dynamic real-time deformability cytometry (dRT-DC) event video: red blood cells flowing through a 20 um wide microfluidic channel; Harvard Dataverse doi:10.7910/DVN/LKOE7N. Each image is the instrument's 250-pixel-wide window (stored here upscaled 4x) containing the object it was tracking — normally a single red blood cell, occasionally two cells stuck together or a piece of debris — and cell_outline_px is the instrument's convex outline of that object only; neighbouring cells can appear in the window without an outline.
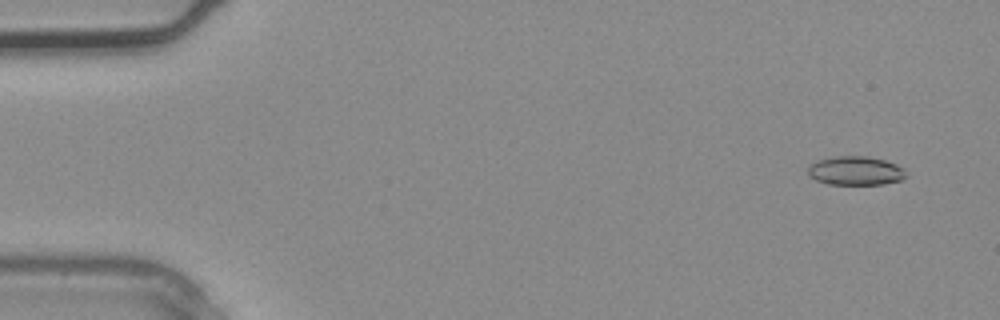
{"species": "common noctule bat (a hibernating species)", "species_latin": "Nyctalus noctula", "temperature_condition": "warm", "stored_images_in_passage": 3, "camera_frame_rate_fps": 3000, "um_per_image_px": 0.085, "animal": {"sex": "male", "body_mass_g": 20.4}, "frame": {"image": 1, "passage_image": 1, "time_ms": 0.0, "image_size_px": [1000, 320], "cell_outline_px": [[908, 176], [900, 180], [884, 184], [828, 184], [816, 180], [808, 176], [808, 164], [816, 160], [836, 156], [868, 156], [884, 160], [896, 164], [904, 168]], "centroid_in_image_um": [72.71, 14.51], "position_along_channel_um": 12.3, "area_um2": 16.7}}
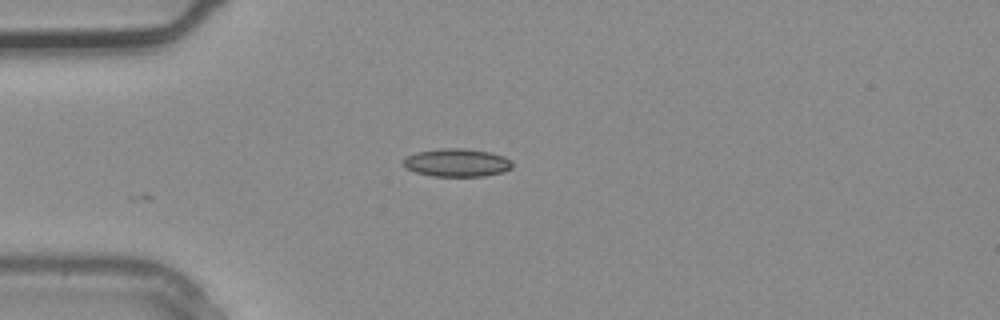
{"frame": {"image": 2, "passage_image": 3, "time_ms": 0.667, "image_size_px": [1000, 320], "cell_outline_px": [[512, 168], [504, 172], [484, 176], [432, 176], [416, 172], [404, 168], [400, 164], [404, 156], [416, 152], [440, 148], [464, 148], [492, 152], [504, 156], [512, 160]], "centroid_in_image_um": [38.8, 13.82], "position_along_channel_um": 46.2, "area_um2": 18.26}}